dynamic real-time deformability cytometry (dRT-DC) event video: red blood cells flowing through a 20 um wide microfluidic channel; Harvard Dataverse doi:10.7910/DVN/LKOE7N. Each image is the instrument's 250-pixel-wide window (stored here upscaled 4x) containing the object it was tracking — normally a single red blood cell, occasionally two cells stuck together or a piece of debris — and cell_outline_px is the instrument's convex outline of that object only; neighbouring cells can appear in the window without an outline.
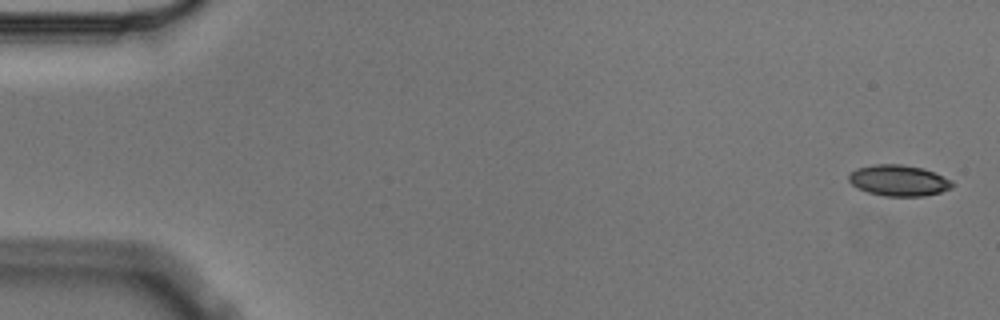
{"species": "Egyptian fruit bat (a non-hibernating species)", "species_latin": "Rousettus aegyptiacus", "temperature_condition": "cold", "stored_images_in_passage": 5, "camera_frame_rate_fps": 3000, "um_per_image_px": 0.085, "animal": {"sex": "male"}, "frame": {"image": 1, "passage_image": 1, "time_ms": 0.0, "image_size_px": [1000, 320], "cell_outline_px": [[956, 184], [952, 188], [940, 192], [924, 196], [884, 196], [868, 192], [852, 184], [848, 180], [848, 176], [856, 168], [872, 164], [900, 164], [924, 168], [952, 180]], "centroid_in_image_um": [76.42, 15.33], "position_along_channel_um": 8.6, "area_um2": 18.79}}
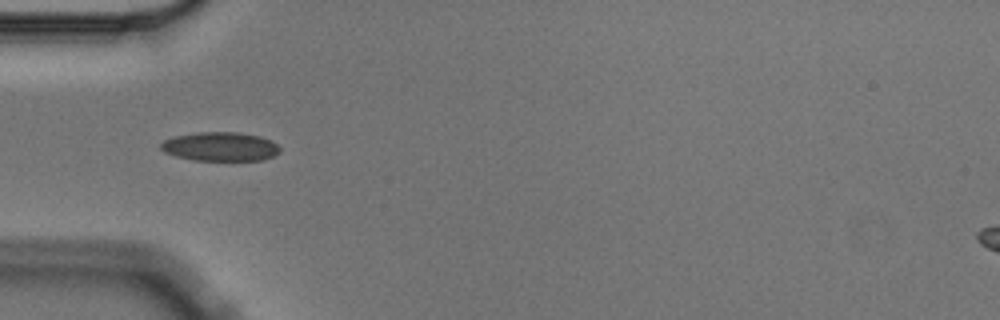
{"frame": {"image": 2, "passage_image": 5, "time_ms": 1.333, "image_size_px": [1000, 320], "cell_outline_px": [[280, 152], [264, 160], [192, 160], [176, 156], [164, 152], [160, 148], [160, 144], [164, 140], [176, 136], [196, 132], [236, 132], [260, 136], [272, 140], [280, 148]], "centroid_in_image_um": [18.73, 12.46], "position_along_channel_um": 66.3, "area_um2": 20.11}}